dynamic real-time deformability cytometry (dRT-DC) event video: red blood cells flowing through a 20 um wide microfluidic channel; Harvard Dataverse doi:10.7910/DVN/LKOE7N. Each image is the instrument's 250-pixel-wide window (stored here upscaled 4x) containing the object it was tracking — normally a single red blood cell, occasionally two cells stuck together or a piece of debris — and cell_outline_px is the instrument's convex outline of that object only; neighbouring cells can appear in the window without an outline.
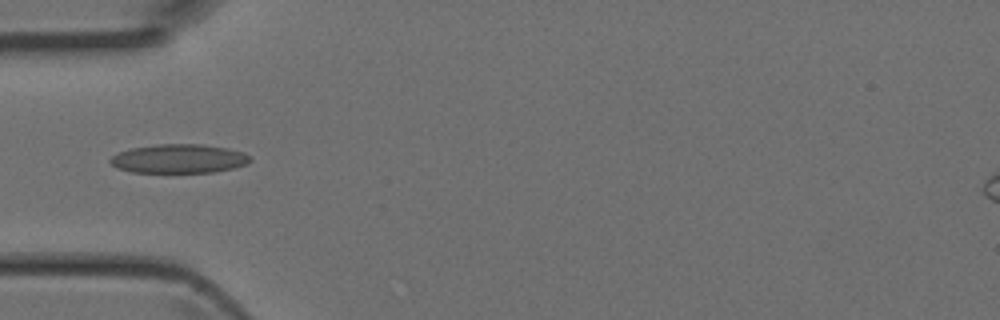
{"species": "Egyptian fruit bat (a non-hibernating species)", "species_latin": "Rousettus aegyptiacus", "temperature_condition": "room temperature", "stored_images_in_passage": 5, "camera_frame_rate_fps": 3000, "um_per_image_px": 0.085, "animal": {"sex": "female"}, "frame": {"image": 1, "passage_image": 5, "time_ms": 1.333, "image_size_px": [1000, 320], "cell_outline_px": [[252, 160], [248, 164], [232, 168], [212, 172], [132, 172], [116, 168], [108, 160], [112, 156], [120, 152], [132, 148], [156, 144], [200, 144], [228, 148], [244, 152], [252, 156]], "centroid_in_image_um": [15.24, 13.48], "position_along_channel_um": 69.8, "area_um2": 23.64}}